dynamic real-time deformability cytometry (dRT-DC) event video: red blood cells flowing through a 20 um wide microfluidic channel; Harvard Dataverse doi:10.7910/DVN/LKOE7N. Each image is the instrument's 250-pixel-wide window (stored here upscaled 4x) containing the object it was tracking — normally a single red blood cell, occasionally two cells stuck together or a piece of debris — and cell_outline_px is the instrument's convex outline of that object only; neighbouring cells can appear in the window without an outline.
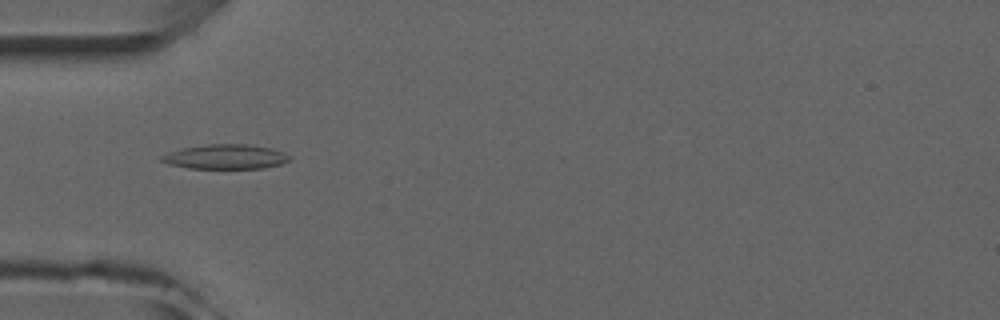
{"species": "common noctule bat (a hibernating species)", "species_latin": "Nyctalus noctula", "temperature_condition": "room temperature", "stored_images_in_passage": 5, "camera_frame_rate_fps": 3000, "um_per_image_px": 0.085, "animal": {"sex": "male", "forearm_length_mm": 52.5}, "frame": {"image": 1, "passage_image": 2, "time_ms": 1.0, "image_size_px": [1000, 320], "cell_outline_px": [[292, 160], [280, 164], [264, 168], [188, 168], [168, 164], [160, 160], [160, 156], [168, 152], [184, 148], [208, 144], [248, 144], [272, 148], [284, 152], [292, 156]], "centroid_in_image_um": [19.21, 13.32], "position_along_channel_um": 65.8, "area_um2": 18.44}}
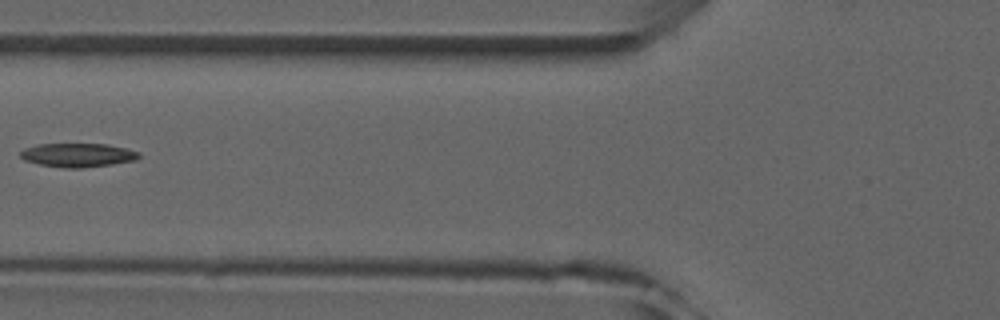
{"frame": {"image": 2, "passage_image": 3, "time_ms": 2.333, "image_size_px": [1000, 320], "cell_outline_px": [[140, 156], [136, 160], [112, 164], [80, 168], [64, 168], [40, 164], [24, 160], [20, 156], [20, 152], [24, 148], [40, 144], [108, 144], [140, 152]], "centroid_in_image_um": [6.61, 13.18], "position_along_channel_um": 119.2, "area_um2": 16.36}}
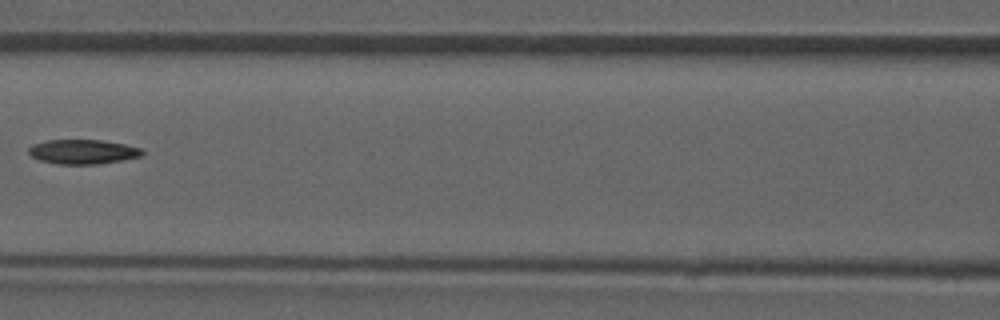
{"frame": {"image": 3, "passage_image": 4, "time_ms": 3.333, "image_size_px": [1000, 320], "cell_outline_px": [[144, 152], [140, 156], [120, 160], [96, 164], [56, 164], [40, 160], [32, 156], [28, 152], [28, 148], [36, 144], [48, 140], [100, 140], [124, 144], [140, 148]], "centroid_in_image_um": [7.02, 12.9], "position_along_channel_um": 159.6, "area_um2": 15.9}}